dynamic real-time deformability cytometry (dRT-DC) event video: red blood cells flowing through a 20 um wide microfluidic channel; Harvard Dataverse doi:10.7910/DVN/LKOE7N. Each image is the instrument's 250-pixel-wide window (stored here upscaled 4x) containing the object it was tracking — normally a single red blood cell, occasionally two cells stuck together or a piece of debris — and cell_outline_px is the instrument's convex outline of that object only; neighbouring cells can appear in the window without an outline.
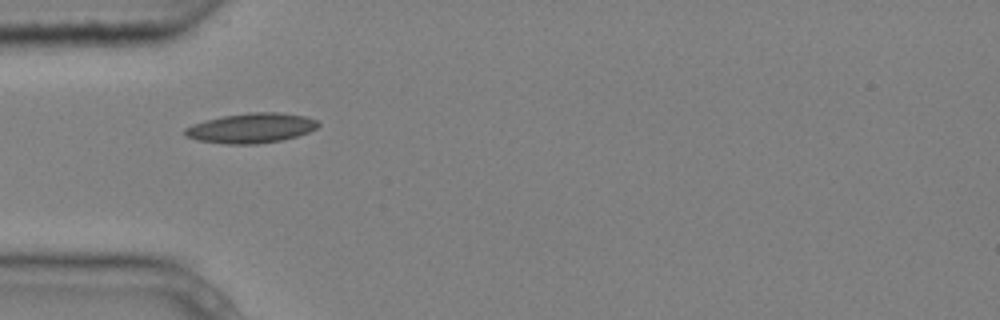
{"species": "common noctule bat (a hibernating species)", "species_latin": "Nyctalus noctula", "temperature_condition": "cold", "stored_images_in_passage": 1, "camera_frame_rate_fps": 3000, "um_per_image_px": 0.085, "animal": {"sex": "male", "body_mass_g": 20.4}, "frame": {"image": 1, "passage_image": 1, "time_ms": 0.0, "image_size_px": [1000, 320], "cell_outline_px": [[320, 124], [316, 128], [308, 132], [296, 136], [280, 140], [256, 144], [228, 144], [196, 140], [184, 136], [184, 128], [192, 124], [204, 120], [224, 116], [252, 112], [280, 112], [304, 116], [316, 120]], "centroid_in_image_um": [21.31, 10.88], "position_along_channel_um": 63.7, "area_um2": 23.12}}